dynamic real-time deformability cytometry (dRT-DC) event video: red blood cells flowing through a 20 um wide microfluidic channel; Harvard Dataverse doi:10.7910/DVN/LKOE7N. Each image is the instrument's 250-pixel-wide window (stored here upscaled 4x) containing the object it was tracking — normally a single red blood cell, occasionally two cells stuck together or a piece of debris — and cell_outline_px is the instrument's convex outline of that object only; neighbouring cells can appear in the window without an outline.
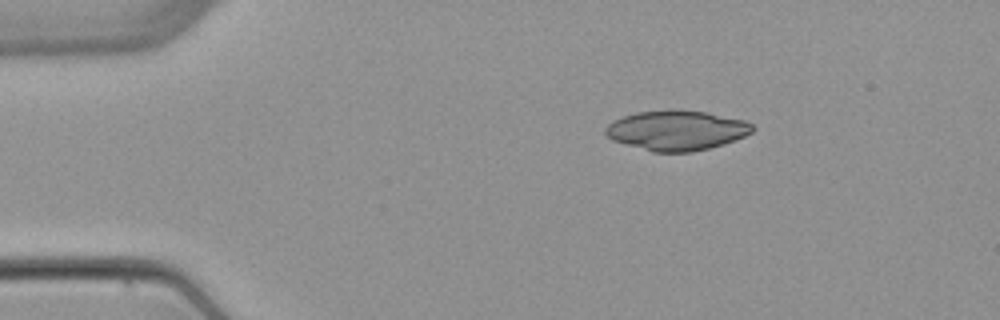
{"species": "common noctule bat (a hibernating species)", "species_latin": "Nyctalus noctula", "temperature_condition": "warm", "stored_images_in_passage": 3, "camera_frame_rate_fps": 3000, "um_per_image_px": 0.085, "animal": {"sex": "female", "body_mass_g": 22.7, "forearm_length_mm": 54.2}, "frame": {"image": 1, "passage_image": 1, "time_ms": 0.0, "image_size_px": [1000, 320], "cell_outline_px": [[756, 128], [752, 132], [744, 136], [724, 144], [692, 152], [652, 152], [624, 144], [612, 140], [604, 132], [604, 128], [612, 120], [636, 112], [708, 112], [744, 120], [752, 124]], "centroid_in_image_um": [57.5, 11.12], "position_along_channel_um": 27.5, "area_um2": 33.58}}